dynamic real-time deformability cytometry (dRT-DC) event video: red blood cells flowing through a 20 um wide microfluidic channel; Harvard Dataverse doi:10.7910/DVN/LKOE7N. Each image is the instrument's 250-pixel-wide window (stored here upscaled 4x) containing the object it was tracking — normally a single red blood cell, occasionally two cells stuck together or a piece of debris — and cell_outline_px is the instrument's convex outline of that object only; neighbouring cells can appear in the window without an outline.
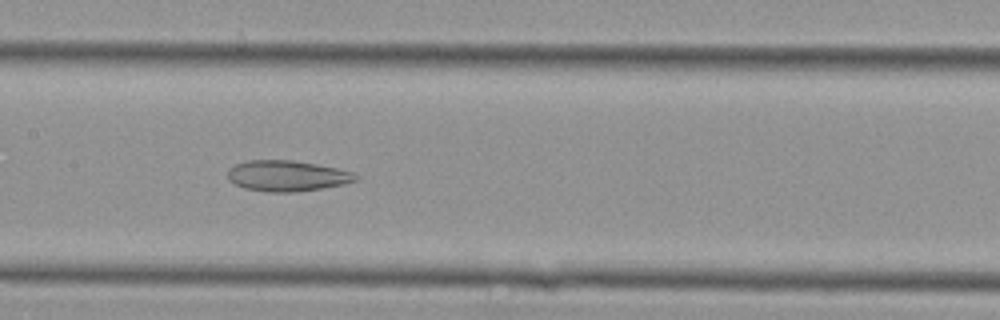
{"species": "Egyptian fruit bat (a non-hibernating species)", "species_latin": "Rousettus aegyptiacus", "temperature_condition": "cold", "stored_images_in_passage": 36, "camera_frame_rate_fps": 3000, "um_per_image_px": 0.085, "animal": {"sex": "female"}, "frame": {"image": 1, "passage_image": 14, "time_ms": 4.333, "image_size_px": [1000, 320], "cell_outline_px": [[356, 180], [344, 184], [320, 188], [292, 192], [272, 192], [244, 188], [228, 180], [228, 168], [236, 164], [248, 160], [292, 160], [316, 164], [336, 168], [352, 172], [356, 176]], "centroid_in_image_um": [24.35, 14.94], "position_along_channel_um": 183.0, "area_um2": 22.66}}
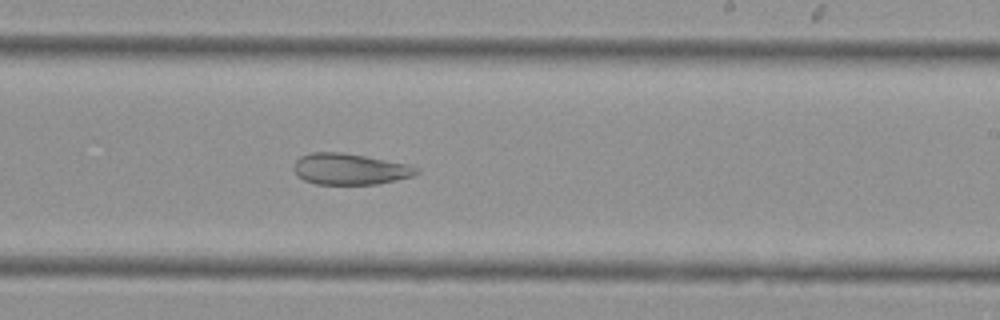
{"frame": {"image": 2, "passage_image": 19, "time_ms": 6.0, "image_size_px": [1000, 320], "cell_outline_px": [[420, 172], [412, 176], [396, 180], [376, 184], [316, 184], [304, 180], [292, 168], [296, 160], [300, 156], [312, 152], [340, 152], [364, 156], [408, 164], [420, 168]], "centroid_in_image_um": [29.75, 14.37], "position_along_channel_um": 259.3, "area_um2": 22.2}}
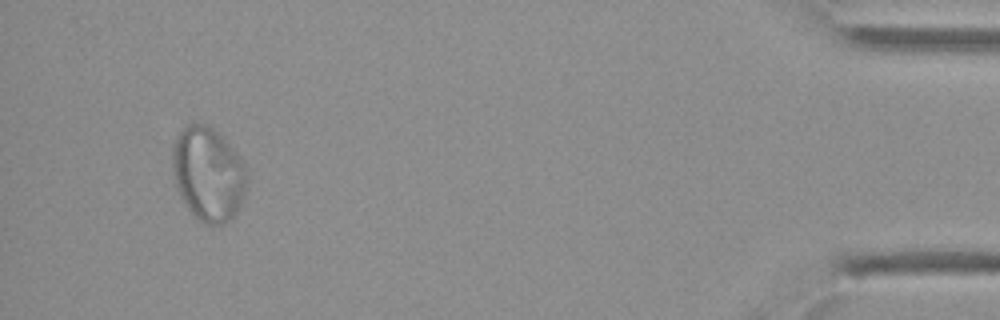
{"frame": {"image": 3, "passage_image": 34, "time_ms": 11.0, "image_size_px": [1000, 320], "cell_outline_px": [[244, 196], [236, 212], [224, 224], [204, 224], [188, 208], [180, 196], [176, 188], [172, 168], [172, 144], [180, 132], [188, 124], [200, 124], [212, 128], [240, 156], [244, 164]], "centroid_in_image_um": [17.65, 14.8], "position_along_channel_um": 417.6, "area_um2": 40.0}}